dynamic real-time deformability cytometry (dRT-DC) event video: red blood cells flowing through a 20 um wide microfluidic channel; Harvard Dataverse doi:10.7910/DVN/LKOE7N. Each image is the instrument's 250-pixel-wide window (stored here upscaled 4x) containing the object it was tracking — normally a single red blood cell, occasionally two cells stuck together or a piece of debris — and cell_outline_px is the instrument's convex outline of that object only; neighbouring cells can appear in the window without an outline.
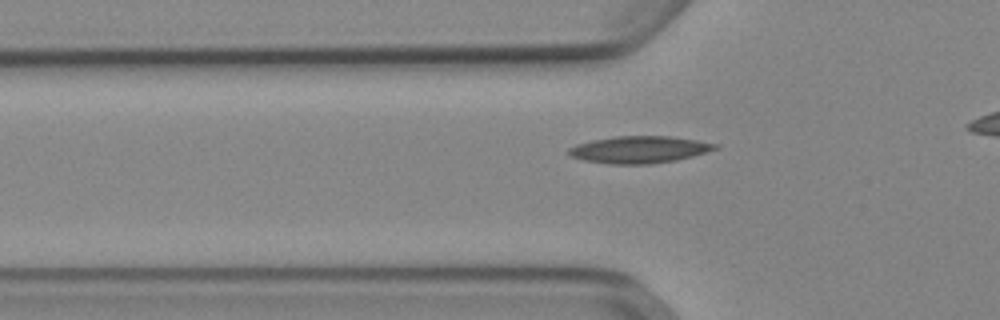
{"species": "Egyptian fruit bat (a non-hibernating species)", "species_latin": "Rousettus aegyptiacus", "temperature_condition": "cold", "stored_images_in_passage": 33, "camera_frame_rate_fps": 3000, "um_per_image_px": 0.085, "animal": {"sex": "female"}, "frame": {"image": 1, "passage_image": 5, "time_ms": 1.333, "image_size_px": [1000, 320], "cell_outline_px": [[720, 148], [692, 156], [676, 160], [648, 164], [608, 164], [584, 160], [572, 156], [564, 152], [568, 148], [576, 144], [592, 140], [616, 136], [668, 136], [696, 140], [720, 144]], "centroid_in_image_um": [54.33, 12.71], "position_along_channel_um": 71.5, "area_um2": 23.12}}
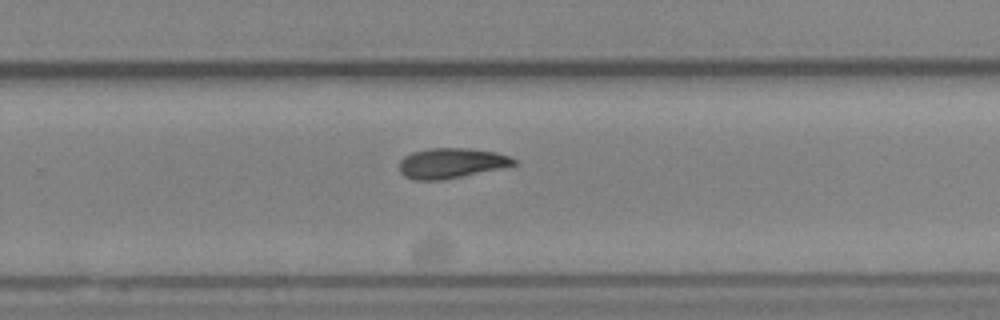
{"frame": {"image": 2, "passage_image": 22, "time_ms": 7.0, "image_size_px": [1000, 320], "cell_outline_px": [[516, 164], [500, 168], [444, 180], [412, 180], [404, 176], [400, 172], [400, 160], [404, 156], [412, 152], [428, 148], [468, 148], [496, 152], [508, 156], [516, 160]], "centroid_in_image_um": [38.31, 13.87], "position_along_channel_um": 291.5, "area_um2": 20.11}}
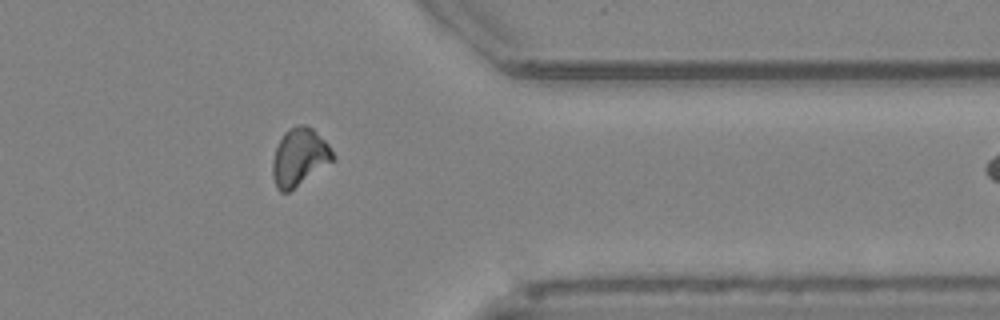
{"frame": {"image": 3, "passage_image": 30, "time_ms": 9.667, "image_size_px": [1000, 320], "cell_outline_px": [[336, 160], [288, 192], [280, 192], [276, 188], [272, 176], [272, 160], [276, 148], [284, 132], [288, 128], [296, 124], [304, 124], [312, 128], [328, 144], [336, 156]], "centroid_in_image_um": [25.46, 13.35], "position_along_channel_um": 385.9, "area_um2": 20.46}}